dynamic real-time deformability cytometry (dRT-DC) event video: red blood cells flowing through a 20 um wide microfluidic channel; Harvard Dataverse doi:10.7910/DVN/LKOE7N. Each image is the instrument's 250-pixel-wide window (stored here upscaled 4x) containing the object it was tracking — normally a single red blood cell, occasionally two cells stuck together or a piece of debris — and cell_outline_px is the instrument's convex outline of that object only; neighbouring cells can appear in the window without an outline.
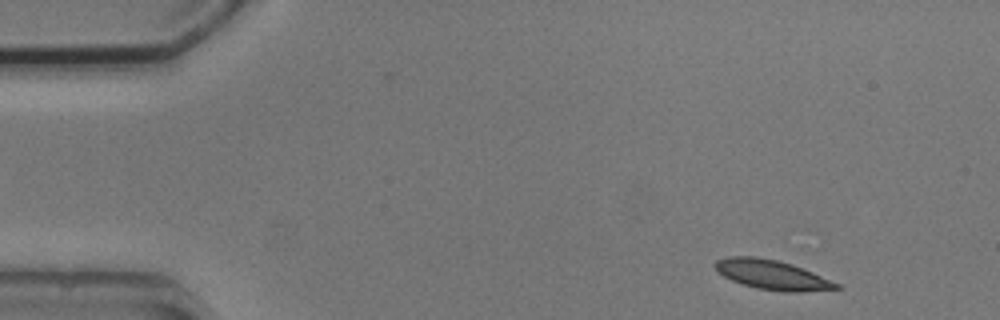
{"species": "common noctule bat (a hibernating species)", "species_latin": "Nyctalus noctula", "temperature_condition": "cold", "stored_images_in_passage": 4, "camera_frame_rate_fps": 3000, "um_per_image_px": 0.085, "animal": {"sex": "male", "body_mass_g": 20.5, "forearm_length_mm": 52.5}, "frame": {"image": 1, "passage_image": 1, "time_ms": 0.0, "image_size_px": [1000, 320], "cell_outline_px": [[844, 288], [800, 292], [784, 292], [756, 288], [732, 280], [724, 276], [716, 268], [716, 260], [728, 256], [756, 256], [776, 260], [792, 264], [812, 272], [840, 284]], "centroid_in_image_um": [65.66, 23.36], "position_along_channel_um": 19.3, "area_um2": 20.69}}
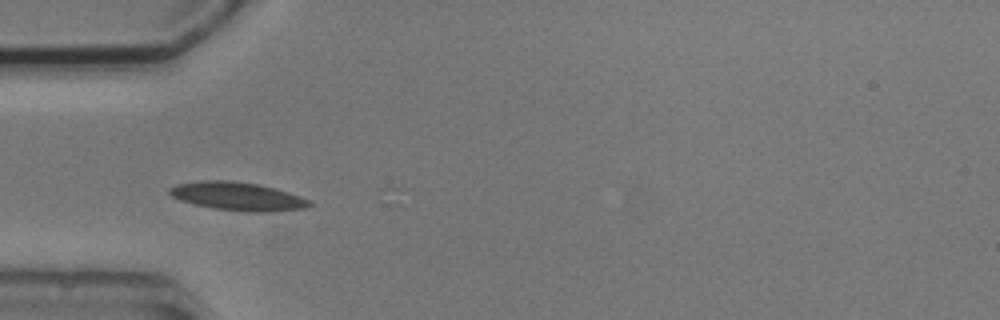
{"frame": {"image": 2, "passage_image": 4, "time_ms": 3.667, "image_size_px": [1000, 320], "cell_outline_px": [[312, 204], [308, 208], [268, 212], [248, 212], [212, 208], [180, 200], [172, 196], [168, 192], [168, 188], [176, 184], [200, 180], [228, 180], [256, 184], [276, 188], [300, 196], [308, 200]], "centroid_in_image_um": [20.19, 16.68], "position_along_channel_um": 64.8, "area_um2": 23.12}}